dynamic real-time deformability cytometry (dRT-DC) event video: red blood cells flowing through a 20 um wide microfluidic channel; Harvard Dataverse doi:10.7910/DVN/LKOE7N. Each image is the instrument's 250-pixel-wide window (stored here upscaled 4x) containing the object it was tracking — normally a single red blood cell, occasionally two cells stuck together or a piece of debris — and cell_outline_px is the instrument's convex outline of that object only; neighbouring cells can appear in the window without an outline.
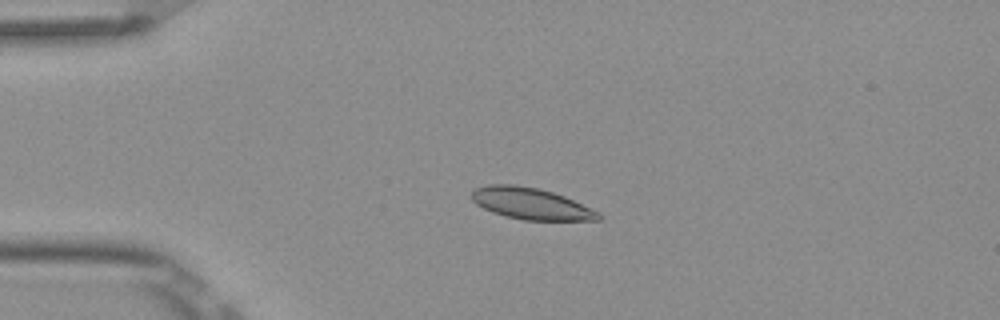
{"species": "Egyptian fruit bat (a non-hibernating species)", "species_latin": "Rousettus aegyptiacus", "temperature_condition": "room temperature", "stored_images_in_passage": 6, "camera_frame_rate_fps": 3000, "um_per_image_px": 0.085, "frame": {"image": 1, "passage_image": 4, "time_ms": 1.0, "image_size_px": [1000, 320], "cell_outline_px": [[604, 216], [600, 220], [524, 220], [504, 216], [492, 212], [476, 204], [472, 200], [472, 192], [476, 188], [488, 184], [512, 184], [536, 188], [552, 192], [564, 196], [600, 212]], "centroid_in_image_um": [45.15, 17.32], "position_along_channel_um": 39.9, "area_um2": 23.24}}
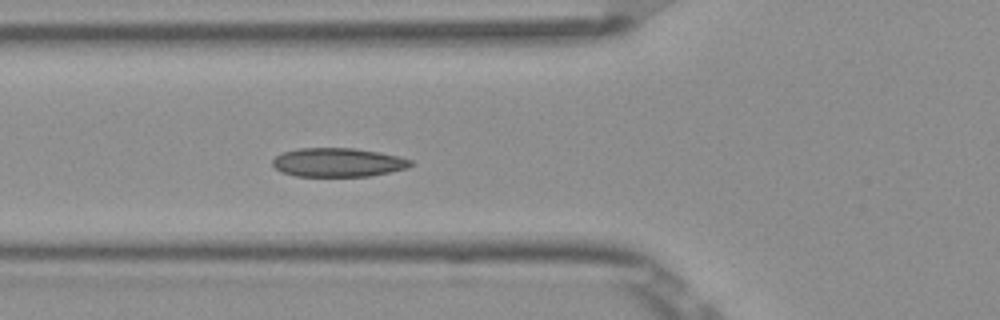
{"frame": {"image": 2, "passage_image": 6, "time_ms": 1.667, "image_size_px": [1000, 320], "cell_outline_px": [[412, 164], [408, 168], [372, 176], [296, 176], [284, 172], [276, 168], [272, 164], [272, 160], [276, 156], [284, 152], [296, 148], [356, 148], [380, 152], [400, 156], [412, 160]], "centroid_in_image_um": [28.77, 13.8], "position_along_channel_um": 97.0, "area_um2": 23.29}}